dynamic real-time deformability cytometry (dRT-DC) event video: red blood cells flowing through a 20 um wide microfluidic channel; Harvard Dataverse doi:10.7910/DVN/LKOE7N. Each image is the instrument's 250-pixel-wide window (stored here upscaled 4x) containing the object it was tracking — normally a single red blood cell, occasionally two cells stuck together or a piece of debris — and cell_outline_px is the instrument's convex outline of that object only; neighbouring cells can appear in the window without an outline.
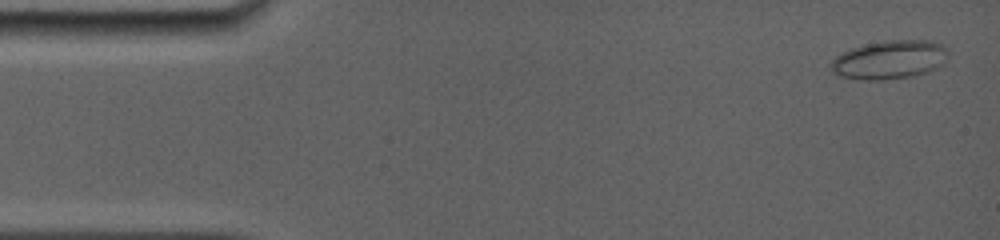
{"species": "common noctule bat (a hibernating species)", "species_latin": "Nyctalus noctula", "temperature_condition": "room temperature", "stored_images_in_passage": 25, "camera_frame_rate_fps": 5000, "um_per_image_px": 0.085, "animal": {"sex": "female", "body_mass_g": 19.0, "forearm_length_mm": 56.7}, "frame": {"image": 1, "passage_image": 2, "time_ms": 0.4, "image_size_px": [1000, 240], "cell_outline_px": [[948, 52], [944, 64], [928, 72], [916, 76], [880, 80], [860, 80], [840, 76], [832, 72], [828, 64], [840, 52], [864, 44], [892, 40], [932, 40], [944, 44], [948, 48]], "centroid_in_image_um": [75.62, 5.08], "position_along_channel_um": 9.4, "area_um2": 26.93}}
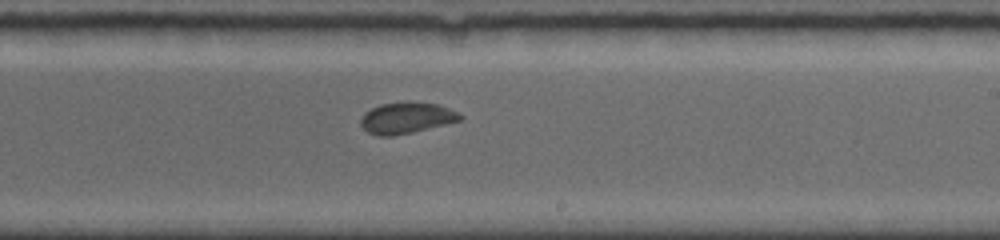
{"frame": {"image": 2, "passage_image": 16, "time_ms": 9.6, "image_size_px": [1000, 240], "cell_outline_px": [[464, 116], [460, 120], [412, 132], [392, 136], [380, 136], [368, 132], [360, 124], [360, 120], [364, 112], [380, 104], [436, 104], [460, 112]], "centroid_in_image_um": [34.53, 10.05], "position_along_channel_um": 254.5, "area_um2": 17.34}}
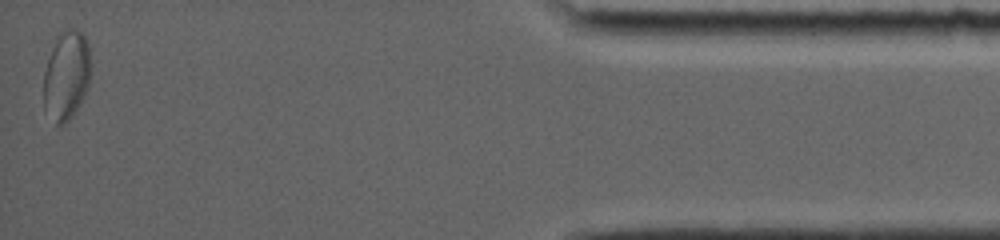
{"frame": {"image": 3, "passage_image": 25, "time_ms": 15.8, "image_size_px": [1000, 240], "cell_outline_px": [[92, 72], [88, 84], [76, 108], [68, 120], [64, 124], [56, 124], [44, 108], [44, 72], [56, 36], [64, 28], [76, 28], [84, 32], [88, 44]], "centroid_in_image_um": [5.66, 6.32], "position_along_channel_um": 429.5, "area_um2": 24.45}, "authors_computed_cell_mechanics": {"area_um2": 18.4382, "velocity_mm_per_s": 3.8782, "shape_relaxation_time_tau1_ms": 7.4012, "shape_relaxation_time_tau2_ms": null, "deformation_change_tau1": 0.112, "deformation_change_tau2": null}}